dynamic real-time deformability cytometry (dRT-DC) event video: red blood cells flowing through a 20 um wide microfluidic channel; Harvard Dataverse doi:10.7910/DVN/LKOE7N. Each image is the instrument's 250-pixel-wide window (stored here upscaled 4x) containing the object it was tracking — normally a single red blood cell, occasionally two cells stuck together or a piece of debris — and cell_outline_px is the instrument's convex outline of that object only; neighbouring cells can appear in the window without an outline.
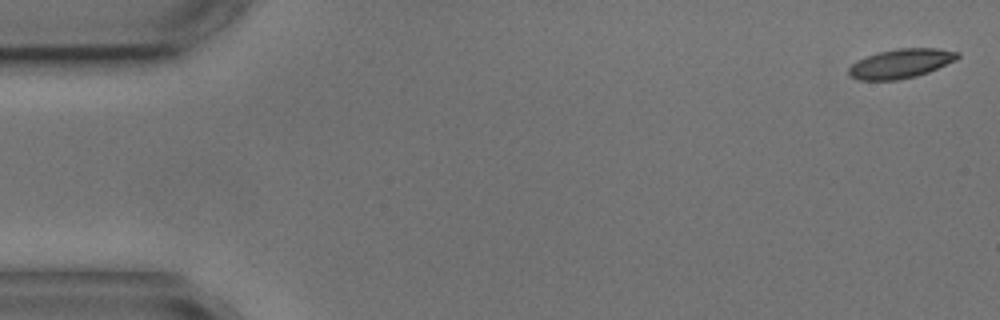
{"species": "common noctule bat (a hibernating species)", "species_latin": "Nyctalus noctula", "temperature_condition": "cold", "stored_images_in_passage": 4, "camera_frame_rate_fps": 3000, "um_per_image_px": 0.085, "animal": {"sex": "male", "body_mass_g": 17.9, "forearm_length_mm": 54.2}, "frame": {"image": 1, "passage_image": 1, "time_ms": 0.0, "image_size_px": [1000, 320], "cell_outline_px": [[960, 56], [956, 60], [928, 72], [916, 76], [896, 80], [860, 80], [848, 76], [848, 68], [852, 64], [868, 56], [880, 52], [896, 48], [936, 48], [960, 52]], "centroid_in_image_um": [76.58, 5.4], "position_along_channel_um": 8.4, "area_um2": 18.44}}
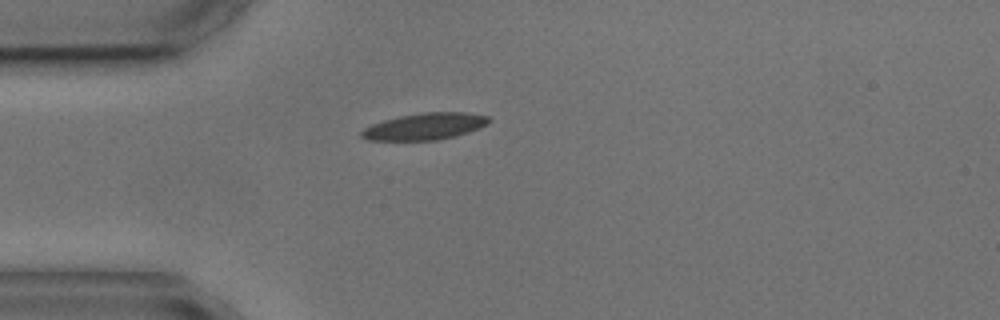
{"frame": {"image": 2, "passage_image": 4, "time_ms": 4.333, "image_size_px": [1000, 320], "cell_outline_px": [[492, 120], [488, 124], [480, 128], [456, 136], [436, 140], [368, 140], [360, 136], [360, 132], [364, 128], [372, 124], [384, 120], [400, 116], [424, 112], [464, 112], [488, 116]], "centroid_in_image_um": [36.13, 10.74], "position_along_channel_um": 48.9, "area_um2": 19.83}}